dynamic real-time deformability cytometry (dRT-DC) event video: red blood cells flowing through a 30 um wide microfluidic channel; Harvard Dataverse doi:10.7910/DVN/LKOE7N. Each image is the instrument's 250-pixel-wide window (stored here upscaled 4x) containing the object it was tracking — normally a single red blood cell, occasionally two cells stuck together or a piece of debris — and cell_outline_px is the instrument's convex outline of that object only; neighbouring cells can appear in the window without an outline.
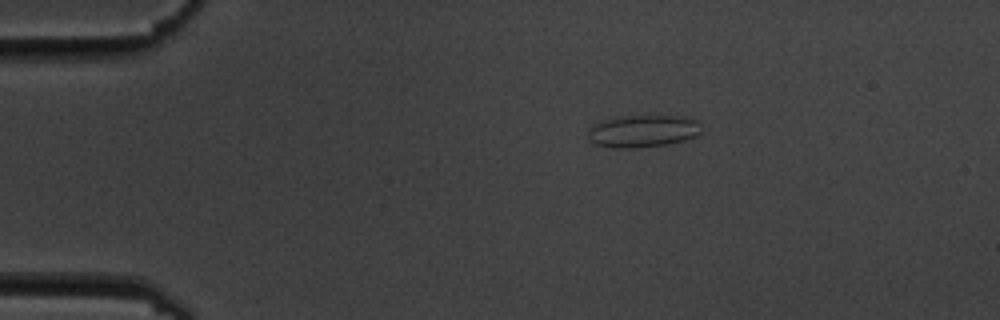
{"species": "common noctule bat (a hibernating species)", "species_latin": "Nyctalus noctula", "temperature_condition": "cold", "stored_images_in_passage": 4, "camera_frame_rate_fps": 3000, "um_per_image_px": 0.085, "animal": {"sex": "male", "body_mass_g": 19.5, "forearm_length_mm": 54.6}, "frame": {"image": 1, "passage_image": 2, "time_ms": 1.333, "image_size_px": [1000, 320], "cell_outline_px": [[700, 132], [696, 136], [684, 140], [668, 144], [636, 148], [616, 148], [596, 144], [588, 140], [588, 132], [592, 124], [604, 120], [628, 116], [684, 116], [696, 120], [700, 124]], "centroid_in_image_um": [54.64, 11.15], "position_along_channel_um": 30.4, "area_um2": 21.27}}